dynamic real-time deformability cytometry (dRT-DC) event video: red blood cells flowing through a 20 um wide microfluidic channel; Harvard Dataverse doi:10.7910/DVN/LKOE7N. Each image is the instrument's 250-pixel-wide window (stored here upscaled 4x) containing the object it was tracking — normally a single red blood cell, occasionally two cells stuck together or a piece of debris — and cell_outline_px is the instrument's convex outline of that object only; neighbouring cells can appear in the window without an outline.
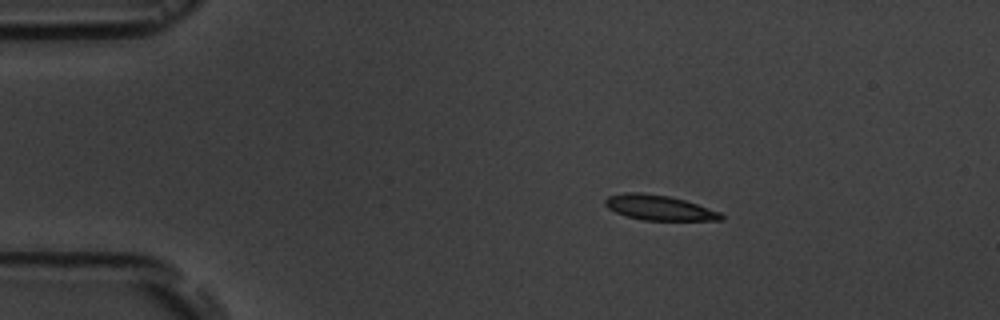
{"species": "common noctule bat (a hibernating species)", "species_latin": "Nyctalus noctula", "temperature_condition": "room temperature", "stored_images_in_passage": 6, "camera_frame_rate_fps": 3000, "um_per_image_px": 0.085, "animal": {"sex": "male", "body_mass_g": 19.5, "forearm_length_mm": 54.6}, "frame": {"image": 1, "passage_image": 2, "time_ms": 1.0, "image_size_px": [1000, 320], "cell_outline_px": [[724, 220], [644, 220], [628, 216], [616, 212], [608, 208], [604, 204], [604, 200], [608, 196], [624, 192], [640, 192], [668, 196], [684, 200], [720, 212], [724, 216]], "centroid_in_image_um": [56.0, 17.65], "position_along_channel_um": 29.0, "area_um2": 16.76}}
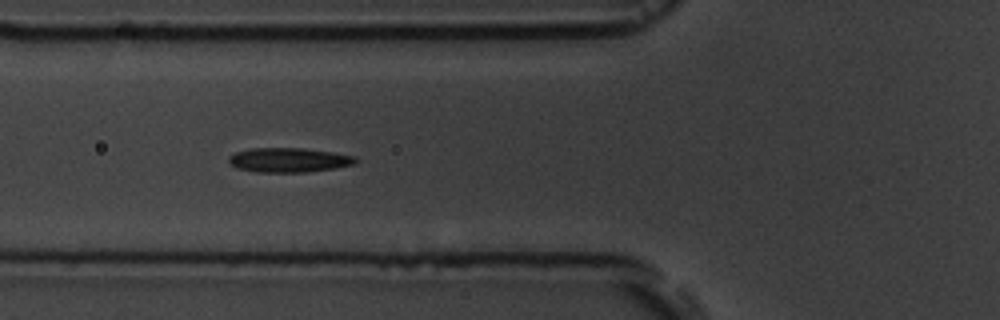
{"frame": {"image": 2, "passage_image": 5, "time_ms": 4.667, "image_size_px": [1000, 320], "cell_outline_px": [[356, 160], [352, 164], [336, 168], [308, 172], [256, 172], [236, 168], [228, 160], [228, 156], [236, 152], [248, 148], [304, 148], [332, 152], [356, 156]], "centroid_in_image_um": [24.52, 13.6], "position_along_channel_um": 101.3, "area_um2": 18.09}}
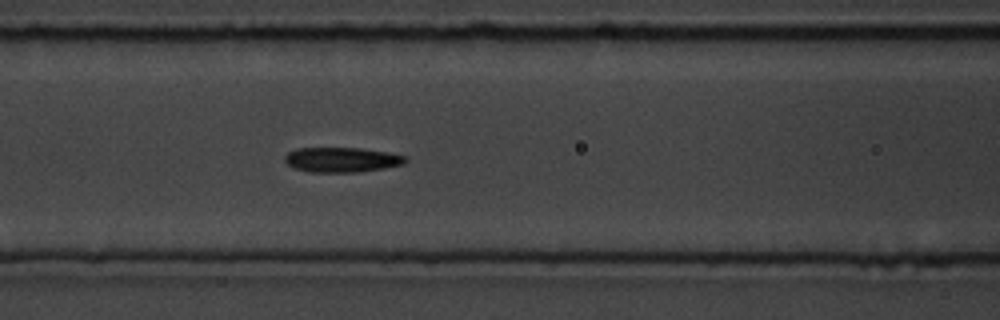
{"frame": {"image": 3, "passage_image": 6, "time_ms": 5.667, "image_size_px": [1000, 320], "cell_outline_px": [[408, 160], [404, 164], [384, 168], [356, 172], [312, 172], [296, 168], [288, 164], [284, 160], [284, 156], [288, 152], [296, 148], [360, 148], [388, 152], [408, 156]], "centroid_in_image_um": [29.08, 13.57], "position_along_channel_um": 137.5, "area_um2": 17.51}}